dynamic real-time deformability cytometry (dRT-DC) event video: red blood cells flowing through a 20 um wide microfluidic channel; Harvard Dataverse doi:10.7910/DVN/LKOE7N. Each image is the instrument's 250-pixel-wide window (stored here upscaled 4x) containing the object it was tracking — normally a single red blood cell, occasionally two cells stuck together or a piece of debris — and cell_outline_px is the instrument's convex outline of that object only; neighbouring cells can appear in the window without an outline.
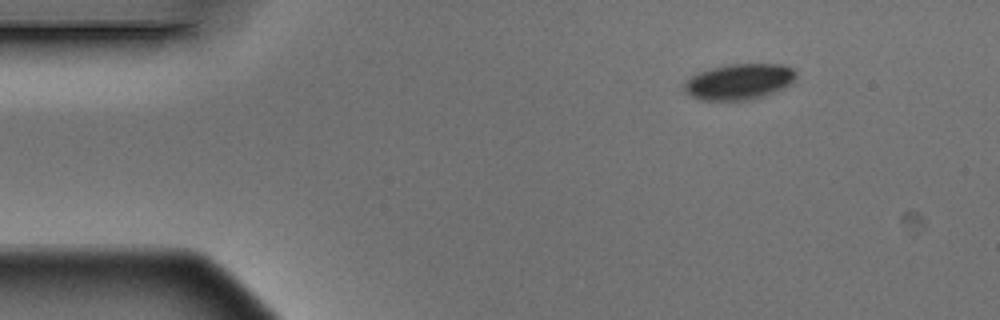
{"species": "Egyptian fruit bat (a non-hibernating species)", "species_latin": "Rousettus aegyptiacus", "temperature_condition": "warm", "stored_images_in_passage": 3, "segment_of_instrument_passage": [2, 2], "camera_frame_rate_fps": 3000, "um_per_image_px": 0.085, "animal": {"sex": "male"}, "frame": {"image": 1, "passage_image": 3, "time_ms": 0.667, "image_size_px": [1000, 320], "cell_outline_px": [[796, 76], [792, 84], [776, 92], [752, 100], [700, 100], [692, 96], [684, 88], [684, 84], [692, 76], [700, 72], [712, 68], [728, 64], [784, 64], [792, 68], [796, 72]], "centroid_in_image_um": [62.9, 6.94], "position_along_channel_um": 22.1, "area_um2": 23.35}}